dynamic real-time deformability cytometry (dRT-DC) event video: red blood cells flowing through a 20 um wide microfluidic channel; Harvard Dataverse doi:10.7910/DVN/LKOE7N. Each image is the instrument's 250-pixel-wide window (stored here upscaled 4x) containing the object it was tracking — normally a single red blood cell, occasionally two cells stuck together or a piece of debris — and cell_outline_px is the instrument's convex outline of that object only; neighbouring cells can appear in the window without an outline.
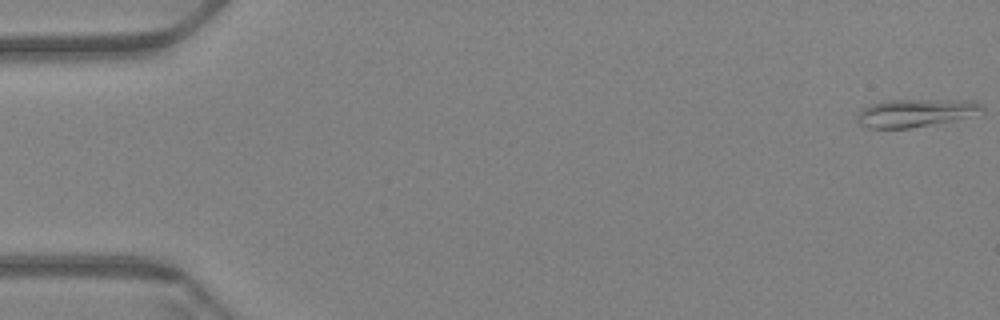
{"species": "Egyptian fruit bat (a non-hibernating species)", "species_latin": "Rousettus aegyptiacus", "temperature_condition": "warm", "stored_images_in_passage": 50, "camera_frame_rate_fps": 3000, "um_per_image_px": 0.085, "animal": {"sex": "female"}, "frame": {"image": 1, "passage_image": 1, "time_ms": 0.0, "image_size_px": [1000, 320], "cell_outline_px": [[984, 108], [968, 116], [956, 120], [908, 128], [868, 128], [860, 124], [856, 120], [856, 116], [860, 108], [868, 104], [888, 100], [976, 100]], "centroid_in_image_um": [77.73, 9.59], "position_along_channel_um": 7.3, "area_um2": 20.29}}
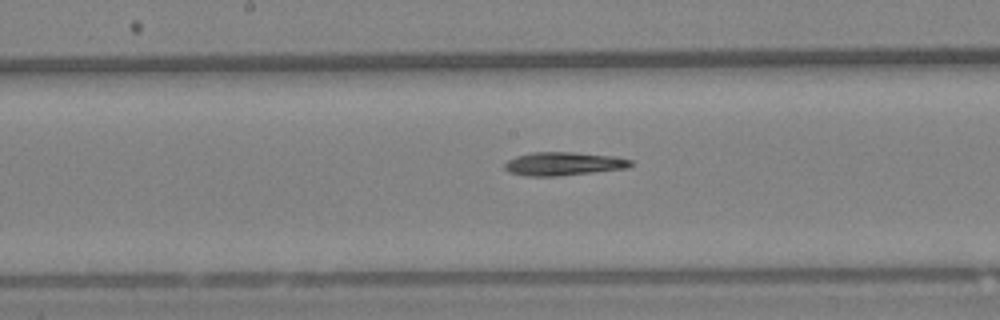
{"frame": {"image": 2, "passage_image": 32, "time_ms": 10.333, "image_size_px": [1000, 320], "cell_outline_px": [[632, 164], [628, 168], [556, 176], [528, 176], [508, 172], [504, 168], [504, 164], [508, 160], [516, 156], [532, 152], [572, 152], [616, 156], [632, 160]], "centroid_in_image_um": [47.89, 13.91], "position_along_channel_um": 200.3, "area_um2": 17.17}}
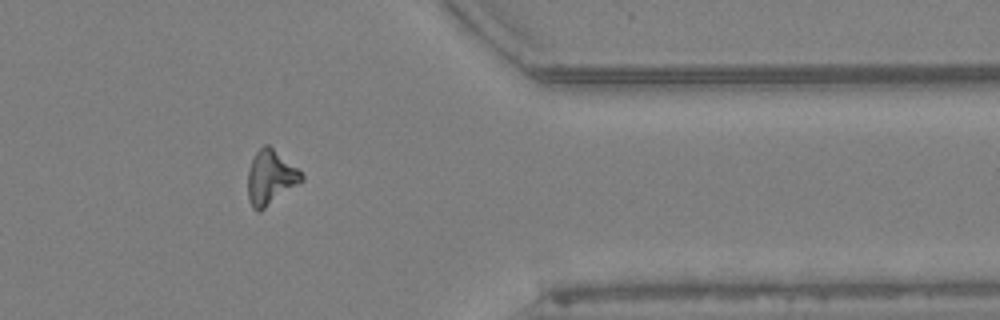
{"frame": {"image": 3, "passage_image": 50, "time_ms": 16.333, "image_size_px": [1000, 320], "cell_outline_px": [[304, 180], [300, 184], [260, 212], [256, 212], [252, 208], [248, 200], [248, 172], [252, 160], [256, 152], [264, 144], [268, 144], [296, 168], [304, 176]], "centroid_in_image_um": [22.99, 15.14], "position_along_channel_um": 388.4, "area_um2": 17.05}}